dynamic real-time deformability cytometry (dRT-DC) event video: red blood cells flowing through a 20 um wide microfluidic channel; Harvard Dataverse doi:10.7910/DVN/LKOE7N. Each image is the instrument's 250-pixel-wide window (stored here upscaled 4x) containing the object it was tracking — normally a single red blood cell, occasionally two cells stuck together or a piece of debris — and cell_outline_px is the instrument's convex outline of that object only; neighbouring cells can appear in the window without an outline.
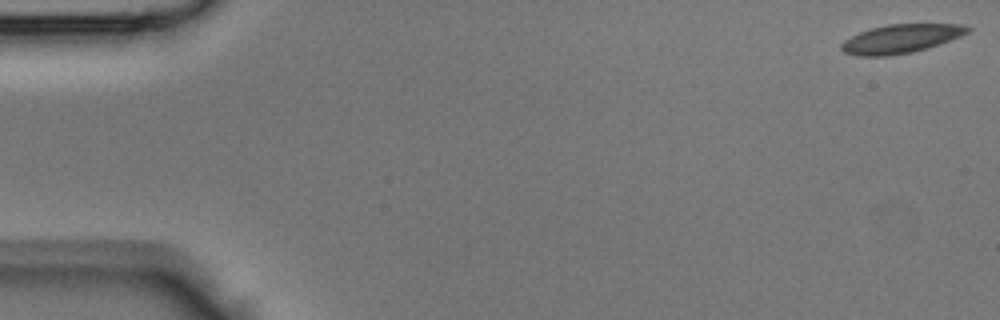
{"species": "Egyptian fruit bat (a non-hibernating species)", "species_latin": "Rousettus aegyptiacus", "temperature_condition": "room temperature", "stored_images_in_passage": 43, "camera_frame_rate_fps": 3000, "um_per_image_px": 0.085, "animal": {"sex": "male"}, "frame": {"image": 1, "passage_image": 1, "time_ms": 0.0, "image_size_px": [1000, 320], "cell_outline_px": [[972, 28], [968, 32], [960, 36], [940, 44], [912, 52], [888, 56], [856, 56], [844, 52], [840, 48], [840, 44], [844, 40], [860, 32], [872, 28], [888, 24], [960, 24]], "centroid_in_image_um": [76.55, 3.3], "position_along_channel_um": 8.4, "area_um2": 21.04}}
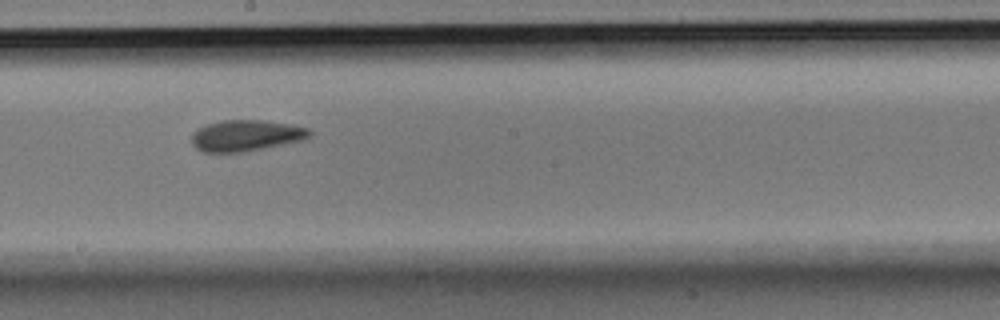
{"frame": {"image": 2, "passage_image": 24, "time_ms": 7.667, "image_size_px": [1000, 320], "cell_outline_px": [[312, 136], [304, 140], [244, 152], [204, 152], [196, 148], [192, 144], [192, 136], [200, 128], [208, 124], [220, 120], [264, 120], [292, 124], [308, 128], [312, 132]], "centroid_in_image_um": [20.97, 11.52], "position_along_channel_um": 227.2, "area_um2": 21.44}}
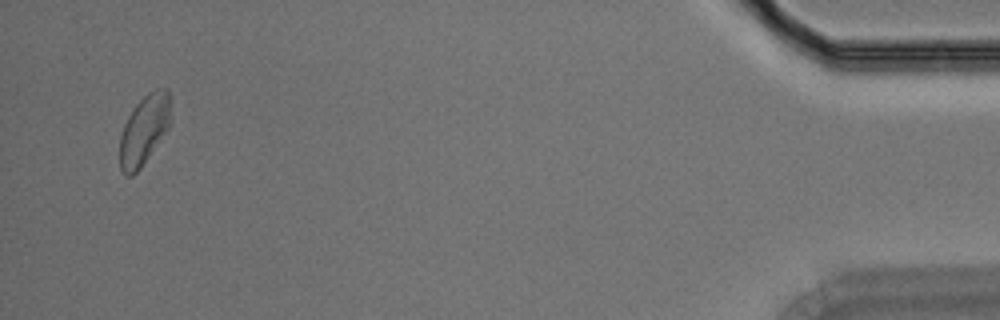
{"frame": {"image": 3, "passage_image": 42, "time_ms": 13.667, "image_size_px": [1000, 320], "cell_outline_px": [[168, 128], [140, 168], [132, 176], [124, 176], [120, 168], [120, 136], [124, 124], [128, 116], [136, 104], [148, 92], [156, 88], [168, 88]], "centroid_in_image_um": [12.2, 11.06], "position_along_channel_um": 423.0, "area_um2": 20.11}}